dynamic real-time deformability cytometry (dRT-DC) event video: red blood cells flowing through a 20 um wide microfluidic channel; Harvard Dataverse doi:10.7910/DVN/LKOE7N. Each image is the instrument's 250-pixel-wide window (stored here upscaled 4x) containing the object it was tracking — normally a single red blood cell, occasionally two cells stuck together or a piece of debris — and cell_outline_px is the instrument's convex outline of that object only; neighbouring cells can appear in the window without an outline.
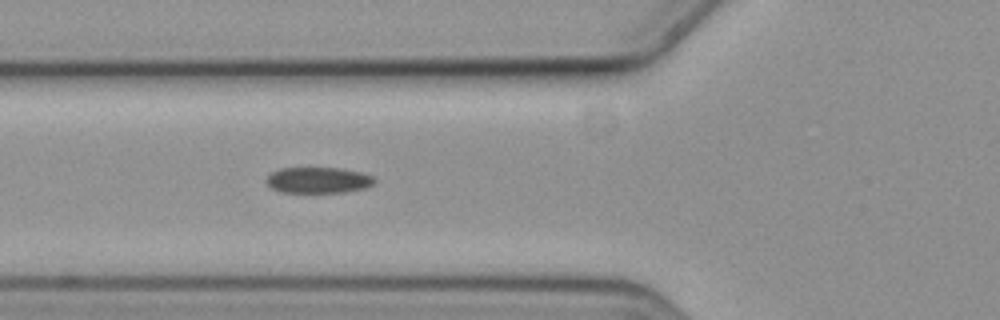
{"species": "common noctule bat (a hibernating species)", "species_latin": "Nyctalus noctula", "temperature_condition": "cold", "stored_images_in_passage": 42, "camera_frame_rate_fps": 3000, "um_per_image_px": 0.085, "animal": {"sex": "female", "body_mass_g": 19.3, "forearm_length_mm": 54.1}, "frame": {"image": 1, "passage_image": 8, "time_ms": 2.333, "image_size_px": [1000, 320], "cell_outline_px": [[376, 180], [372, 184], [364, 188], [344, 192], [280, 192], [272, 188], [264, 180], [272, 172], [280, 168], [340, 168], [360, 172], [372, 176]], "centroid_in_image_um": [27.02, 15.31], "position_along_channel_um": 98.8, "area_um2": 16.24}}
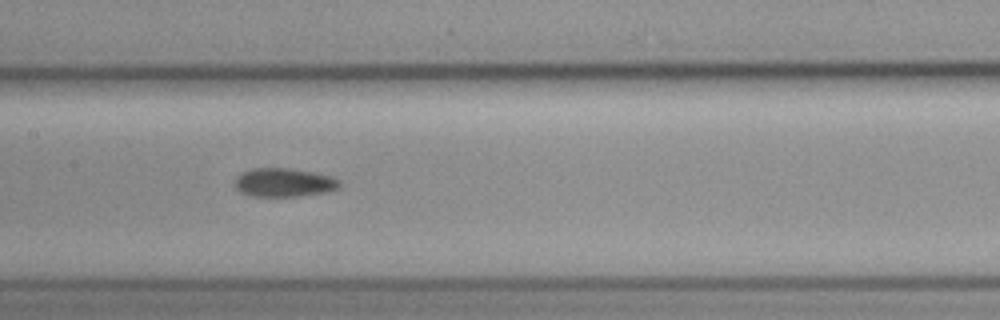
{"frame": {"image": 2, "passage_image": 15, "time_ms": 4.667, "image_size_px": [1000, 320], "cell_outline_px": [[340, 188], [328, 192], [300, 196], [248, 196], [240, 192], [232, 184], [236, 176], [252, 168], [288, 168], [312, 172], [332, 176], [340, 180]], "centroid_in_image_um": [24.12, 15.52], "position_along_channel_um": 183.3, "area_um2": 17.74}}
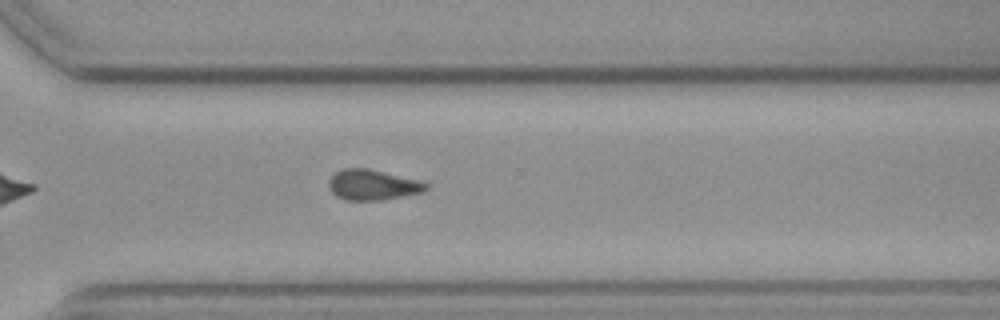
{"frame": {"image": 3, "passage_image": 28, "time_ms": 9.0, "image_size_px": [1000, 320], "cell_outline_px": [[428, 188], [424, 192], [380, 200], [344, 200], [336, 196], [332, 192], [328, 184], [328, 180], [336, 172], [344, 168], [368, 168], [416, 180], [428, 184]], "centroid_in_image_um": [31.64, 15.72], "position_along_channel_um": 339.0, "area_um2": 17.05}, "authors_computed_cell_mechanics": {"area_um2": 17.2533, "velocity_mm_per_s": 3.5954, "shape_relaxation_time_tau1_ms": 5.0941, "shape_relaxation_time_tau2_ms": null, "deformation_change_tau1": 0.1073, "deformation_change_tau2": null}}